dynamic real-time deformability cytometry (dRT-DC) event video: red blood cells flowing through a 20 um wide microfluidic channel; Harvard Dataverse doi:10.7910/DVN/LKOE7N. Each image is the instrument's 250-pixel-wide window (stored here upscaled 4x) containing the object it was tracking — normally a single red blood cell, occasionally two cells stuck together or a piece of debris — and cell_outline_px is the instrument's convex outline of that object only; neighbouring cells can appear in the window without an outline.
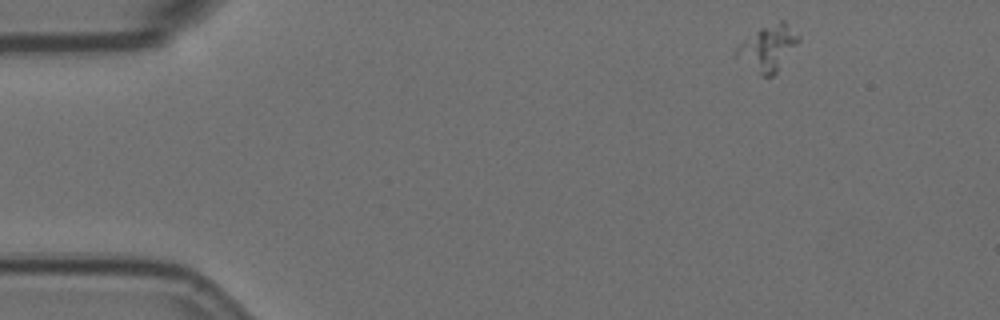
{"species": "Egyptian fruit bat (a non-hibernating species)", "species_latin": "Rousettus aegyptiacus", "temperature_condition": "room temperature", "stored_images_in_passage": 52, "camera_frame_rate_fps": 3000, "um_per_image_px": 0.085, "animal": {"sex": "female"}, "frame": {"image": 1, "passage_image": 1, "time_ms": 0.0, "image_size_px": [1000, 320], "cell_outline_px": [[800, 40], [776, 72], [772, 76], [760, 76], [732, 52], [740, 44], [760, 28], [780, 20], [784, 20], [800, 36]], "centroid_in_image_um": [65.29, 4.07], "position_along_channel_um": 19.7, "area_um2": 16.13}}
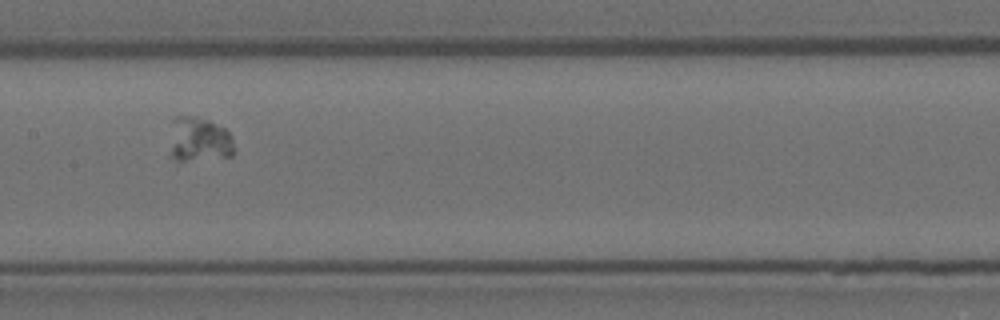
{"frame": {"image": 2, "passage_image": 23, "time_ms": 7.333, "image_size_px": [1000, 320], "cell_outline_px": [[236, 152], [232, 156], [188, 160], [180, 160], [172, 152], [172, 116], [188, 116], [204, 120], [216, 124], [224, 128], [228, 132], [232, 140]], "centroid_in_image_um": [16.98, 11.85], "position_along_channel_um": 190.4, "area_um2": 16.13}}
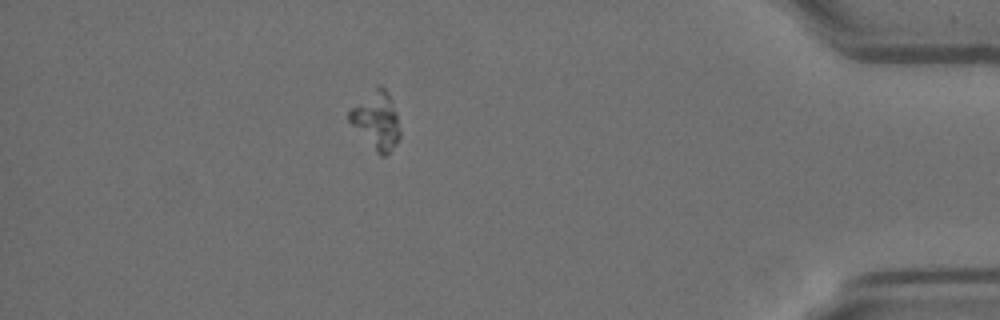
{"frame": {"image": 3, "passage_image": 45, "time_ms": 14.667, "image_size_px": [1000, 320], "cell_outline_px": [[400, 140], [384, 156], [380, 156], [376, 152], [348, 120], [348, 112], [376, 84], [380, 84], [388, 92], [396, 112], [400, 132]], "centroid_in_image_um": [32.01, 10.21], "position_along_channel_um": 403.2, "area_um2": 16.82}}